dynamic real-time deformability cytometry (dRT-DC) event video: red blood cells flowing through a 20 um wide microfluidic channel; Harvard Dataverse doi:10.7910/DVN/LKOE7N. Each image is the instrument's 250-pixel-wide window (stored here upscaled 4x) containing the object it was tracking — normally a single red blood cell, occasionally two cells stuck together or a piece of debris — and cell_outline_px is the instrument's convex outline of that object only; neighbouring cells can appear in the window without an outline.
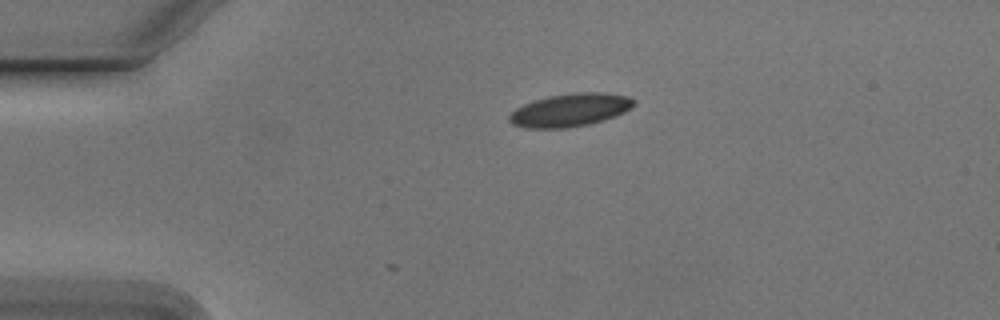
{"species": "Egyptian fruit bat (a non-hibernating species)", "species_latin": "Rousettus aegyptiacus", "temperature_condition": "cold", "stored_images_in_passage": 4, "camera_frame_rate_fps": 3000, "um_per_image_px": 0.085, "animal": {"sex": "male"}, "frame": {"image": 1, "passage_image": 1, "time_ms": 0.0, "image_size_px": [1000, 320], "cell_outline_px": [[636, 104], [632, 108], [616, 116], [604, 120], [588, 124], [568, 128], [524, 128], [512, 124], [508, 120], [508, 116], [516, 108], [524, 104], [548, 96], [576, 92], [600, 92], [628, 96], [636, 100]], "centroid_in_image_um": [48.48, 9.35], "position_along_channel_um": 36.5, "area_um2": 24.1}}